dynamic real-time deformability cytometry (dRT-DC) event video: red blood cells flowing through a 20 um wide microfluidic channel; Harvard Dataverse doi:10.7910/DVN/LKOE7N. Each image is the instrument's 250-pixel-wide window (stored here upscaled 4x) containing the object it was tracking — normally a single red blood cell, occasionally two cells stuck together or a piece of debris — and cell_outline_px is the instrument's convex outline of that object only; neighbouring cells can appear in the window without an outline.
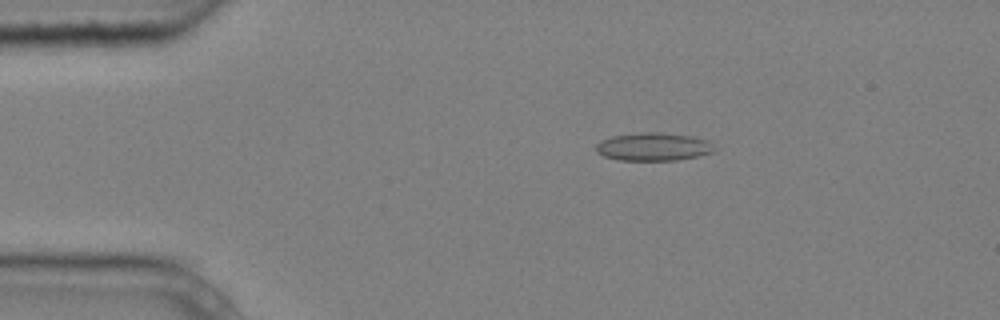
{"species": "common noctule bat (a hibernating species)", "species_latin": "Nyctalus noctula", "temperature_condition": "cold", "stored_images_in_passage": 4, "camera_frame_rate_fps": 3000, "um_per_image_px": 0.085, "animal": {"sex": "male", "body_mass_g": 20.4}, "frame": {"image": 1, "passage_image": 1, "time_ms": 0.0, "image_size_px": [1000, 320], "cell_outline_px": [[712, 152], [700, 156], [676, 160], [620, 160], [604, 156], [596, 152], [596, 144], [600, 140], [612, 136], [640, 132], [656, 132], [692, 136], [708, 140], [712, 148]], "centroid_in_image_um": [55.49, 12.47], "position_along_channel_um": 29.5, "area_um2": 19.25}}
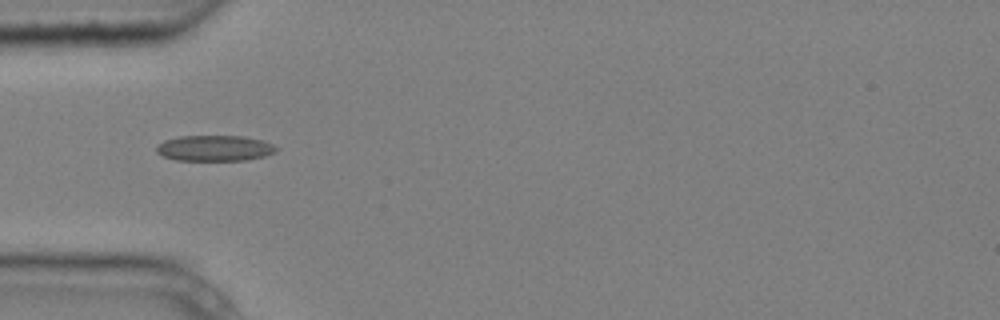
{"frame": {"image": 2, "passage_image": 3, "time_ms": 0.667, "image_size_px": [1000, 320], "cell_outline_px": [[280, 148], [276, 152], [264, 156], [248, 160], [176, 160], [164, 156], [156, 152], [156, 144], [164, 140], [180, 136], [244, 136], [260, 140], [272, 144]], "centroid_in_image_um": [18.24, 12.59], "position_along_channel_um": 66.8, "area_um2": 18.03}}
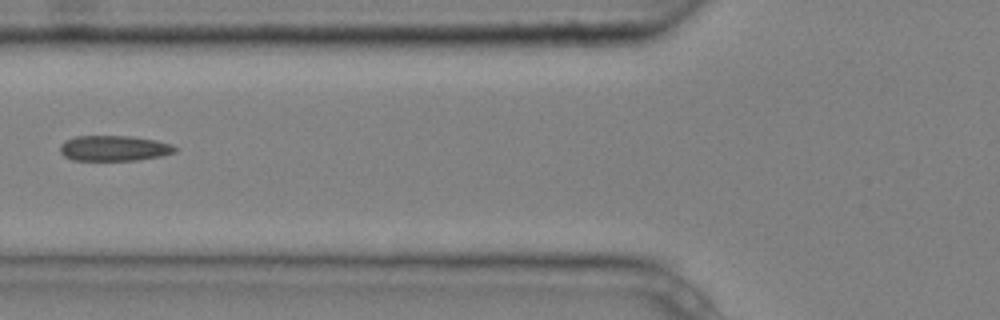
{"frame": {"image": 3, "passage_image": 4, "time_ms": 1.0, "image_size_px": [1000, 320], "cell_outline_px": [[180, 148], [176, 152], [160, 156], [136, 160], [72, 160], [64, 156], [60, 152], [60, 144], [64, 140], [76, 136], [128, 136], [156, 140], [172, 144]], "centroid_in_image_um": [9.7, 12.6], "position_along_channel_um": 116.1, "area_um2": 17.17}}